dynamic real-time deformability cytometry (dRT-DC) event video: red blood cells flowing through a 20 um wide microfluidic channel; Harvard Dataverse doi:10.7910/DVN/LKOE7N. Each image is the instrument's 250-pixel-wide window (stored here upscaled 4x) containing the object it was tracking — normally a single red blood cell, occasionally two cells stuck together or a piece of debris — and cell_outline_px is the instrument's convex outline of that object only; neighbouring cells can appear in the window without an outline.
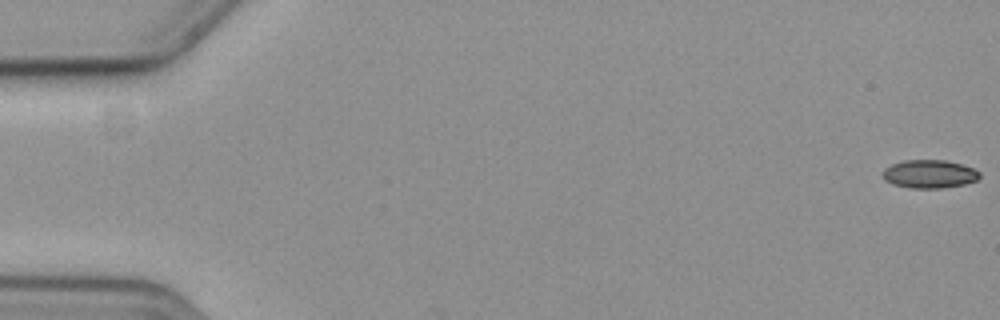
{"species": "common noctule bat (a hibernating species)", "species_latin": "Nyctalus noctula", "temperature_condition": "cold", "stored_images_in_passage": 6, "camera_frame_rate_fps": 3000, "um_per_image_px": 0.085, "animal": {"sex": "female", "body_mass_g": 19.3, "forearm_length_mm": 54.1}, "frame": {"image": 1, "passage_image": 1, "time_ms": 0.0, "image_size_px": [1000, 320], "cell_outline_px": [[980, 176], [976, 180], [964, 184], [940, 188], [912, 188], [892, 184], [884, 180], [884, 168], [892, 164], [904, 160], [944, 160], [960, 164], [972, 168], [980, 172]], "centroid_in_image_um": [78.98, 14.79], "position_along_channel_um": 6.0, "area_um2": 15.78}}